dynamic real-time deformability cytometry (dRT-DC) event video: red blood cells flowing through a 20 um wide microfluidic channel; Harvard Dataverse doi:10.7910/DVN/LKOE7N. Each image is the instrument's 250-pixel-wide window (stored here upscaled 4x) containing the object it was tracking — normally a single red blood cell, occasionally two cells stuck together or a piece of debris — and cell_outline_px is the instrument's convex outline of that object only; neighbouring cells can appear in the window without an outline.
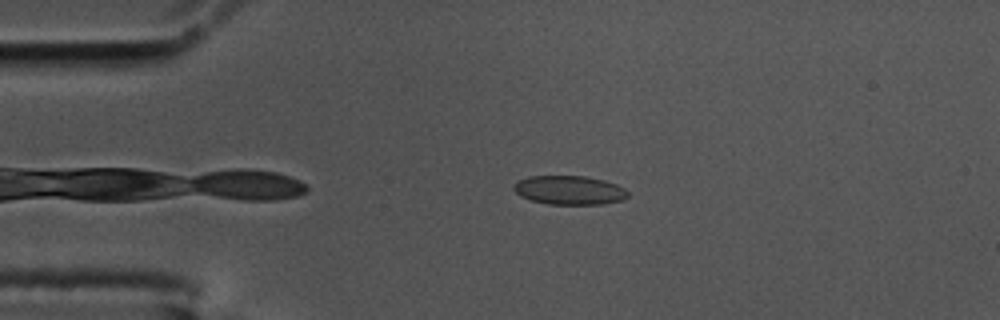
{"species": "common noctule bat (a hibernating species)", "species_latin": "Nyctalus noctula", "temperature_condition": "cold", "stored_images_in_passage": 42, "camera_frame_rate_fps": 3000, "um_per_image_px": 0.085, "animal": {"sex": "male", "body_mass_g": 17.5, "forearm_length_mm": 52.3}, "frame": {"image": 1, "passage_image": 3, "time_ms": 0.667, "image_size_px": [1000, 320], "cell_outline_px": [[628, 196], [624, 200], [604, 204], [548, 204], [532, 200], [520, 196], [512, 188], [512, 184], [528, 176], [584, 176], [604, 180], [616, 184], [624, 188], [628, 192]], "centroid_in_image_um": [48.4, 16.16], "position_along_channel_um": 36.6, "area_um2": 19.31}}
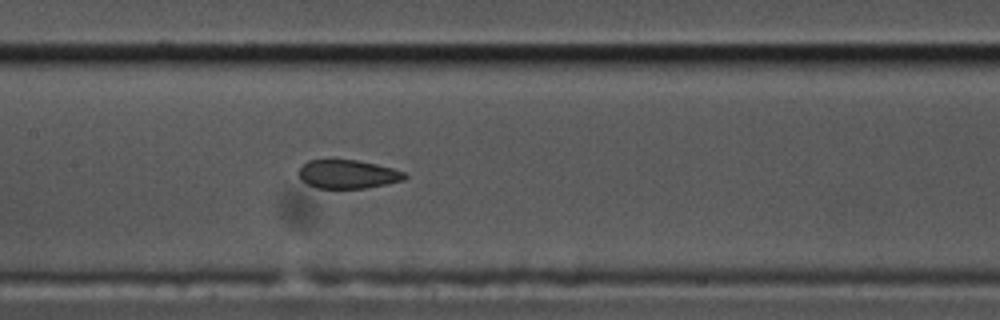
{"frame": {"image": 2, "passage_image": 18, "time_ms": 5.667, "image_size_px": [1000, 320], "cell_outline_px": [[408, 176], [404, 180], [368, 188], [316, 188], [300, 180], [300, 168], [308, 160], [356, 160], [376, 164], [392, 168], [404, 172]], "centroid_in_image_um": [29.58, 14.81], "position_along_channel_um": 177.8, "area_um2": 17.57}}
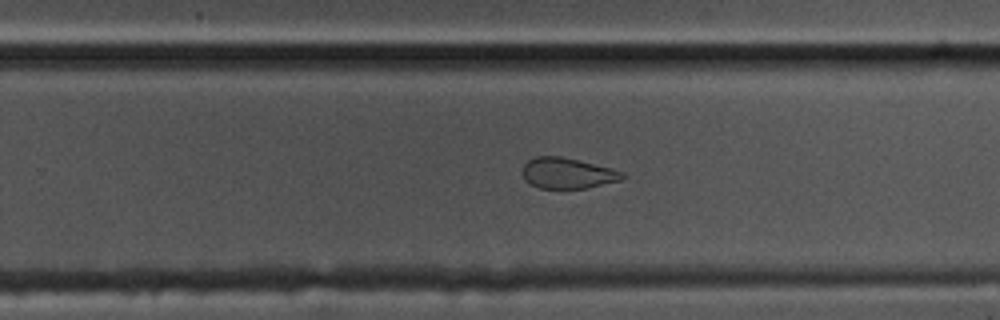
{"frame": {"image": 3, "passage_image": 27, "time_ms": 8.667, "image_size_px": [1000, 320], "cell_outline_px": [[624, 176], [620, 180], [588, 188], [540, 188], [528, 184], [524, 180], [524, 164], [528, 160], [536, 156], [560, 156], [612, 168], [624, 172]], "centroid_in_image_um": [48.23, 14.72], "position_along_channel_um": 281.6, "area_um2": 17.8}, "authors_computed_cell_mechanics": {"area_um2": 19.0451, "velocity_mm_per_s": 3.4597, "shape_relaxation_time_tau1_ms": null, "shape_relaxation_time_tau2_ms": 1.6605, "deformation_change_tau1": null, "deformation_change_tau2": 0.0655}}